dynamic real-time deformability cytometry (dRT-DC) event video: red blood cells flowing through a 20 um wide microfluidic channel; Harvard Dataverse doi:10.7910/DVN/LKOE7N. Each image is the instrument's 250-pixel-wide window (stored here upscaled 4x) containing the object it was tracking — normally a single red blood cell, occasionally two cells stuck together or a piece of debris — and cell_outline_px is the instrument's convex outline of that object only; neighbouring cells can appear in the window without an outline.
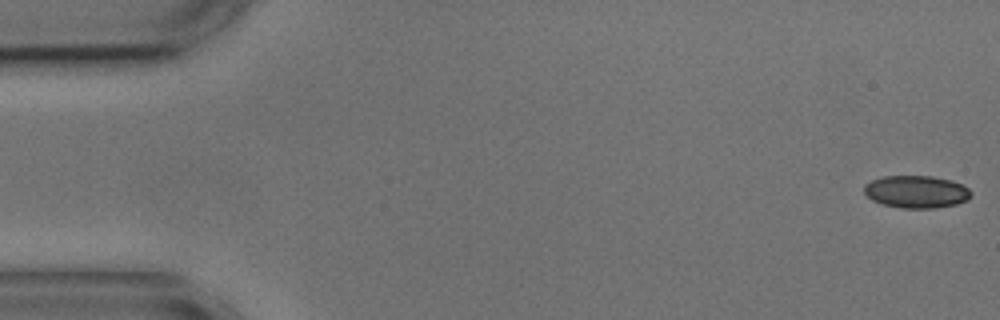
{"species": "common noctule bat (a hibernating species)", "species_latin": "Nyctalus noctula", "temperature_condition": "cold", "stored_images_in_passage": 6, "camera_frame_rate_fps": 3000, "um_per_image_px": 0.085, "animal": {"sex": "male", "body_mass_g": 17.9, "forearm_length_mm": 54.2}, "frame": {"image": 1, "passage_image": 1, "time_ms": 0.0, "image_size_px": [1000, 320], "cell_outline_px": [[972, 196], [968, 200], [956, 204], [932, 208], [900, 208], [884, 204], [872, 200], [864, 192], [864, 184], [872, 180], [884, 176], [932, 176], [952, 180], [968, 188], [972, 192]], "centroid_in_image_um": [77.9, 16.29], "position_along_channel_um": 7.1, "area_um2": 20.23}}
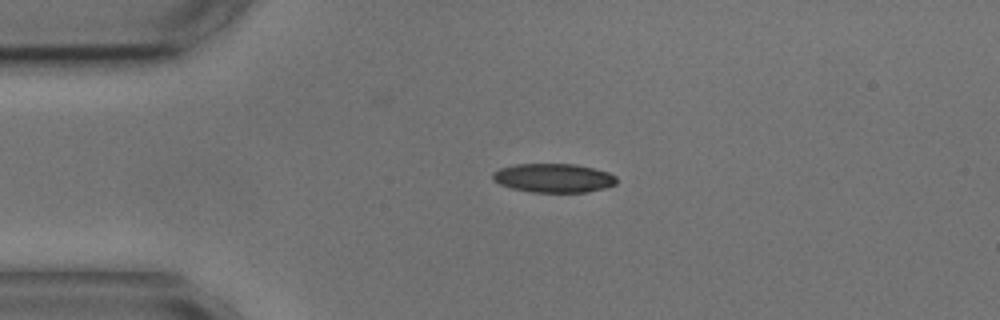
{"frame": {"image": 2, "passage_image": 4, "time_ms": 3.667, "image_size_px": [1000, 320], "cell_outline_px": [[616, 184], [608, 188], [588, 192], [532, 192], [512, 188], [500, 184], [492, 180], [492, 172], [500, 168], [516, 164], [576, 164], [608, 172], [616, 176]], "centroid_in_image_um": [47.06, 15.13], "position_along_channel_um": 37.9, "area_um2": 20.98}}